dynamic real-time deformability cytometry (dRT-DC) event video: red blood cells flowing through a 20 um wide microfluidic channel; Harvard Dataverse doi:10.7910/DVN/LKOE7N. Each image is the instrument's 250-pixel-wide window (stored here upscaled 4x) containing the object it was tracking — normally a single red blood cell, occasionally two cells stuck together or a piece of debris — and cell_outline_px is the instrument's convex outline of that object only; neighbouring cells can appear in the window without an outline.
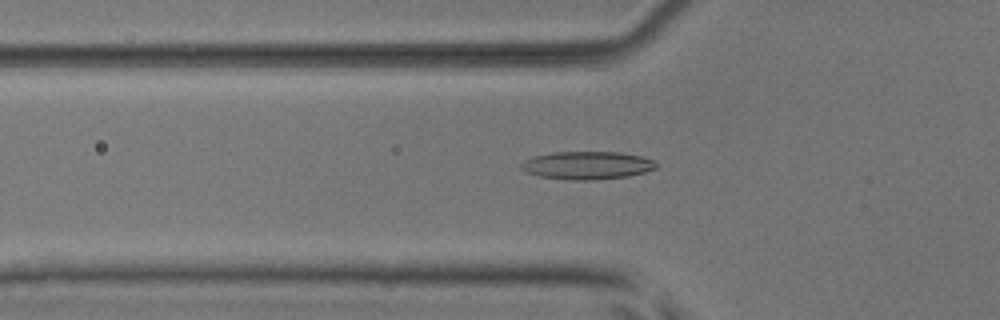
{"species": "common noctule bat (a hibernating species)", "species_latin": "Nyctalus noctula", "temperature_condition": "room temperature", "stored_images_in_passage": 52, "camera_frame_rate_fps": 3000, "um_per_image_px": 0.085, "animal": {"sex": "male", "body_mass_g": 17.9, "forearm_length_mm": 54.2}, "frame": {"image": 1, "passage_image": 18, "time_ms": 5.667, "image_size_px": [1000, 320], "cell_outline_px": [[660, 164], [656, 168], [644, 172], [628, 176], [592, 180], [572, 180], [540, 176], [528, 172], [520, 168], [520, 164], [524, 160], [532, 156], [552, 152], [620, 152], [640, 156], [652, 160]], "centroid_in_image_um": [49.9, 14.04], "position_along_channel_um": 75.9, "area_um2": 21.96}}
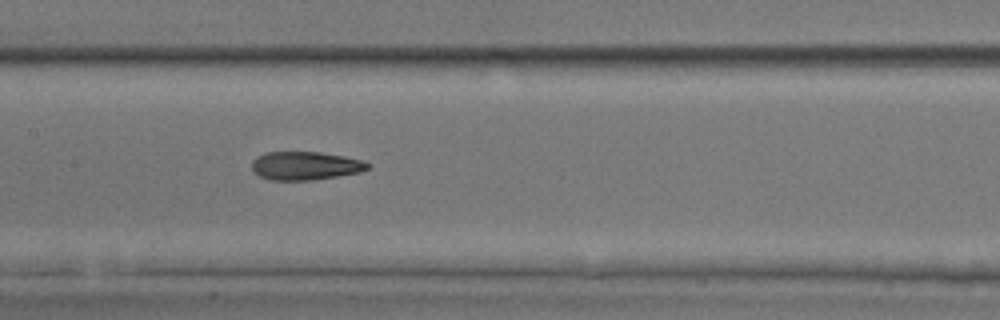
{"frame": {"image": 2, "passage_image": 26, "time_ms": 8.333, "image_size_px": [1000, 320], "cell_outline_px": [[372, 164], [368, 168], [360, 172], [312, 180], [272, 180], [260, 176], [252, 172], [252, 160], [256, 156], [264, 152], [320, 152], [344, 156], [364, 160]], "centroid_in_image_um": [25.94, 14.08], "position_along_channel_um": 181.5, "area_um2": 19.31}}
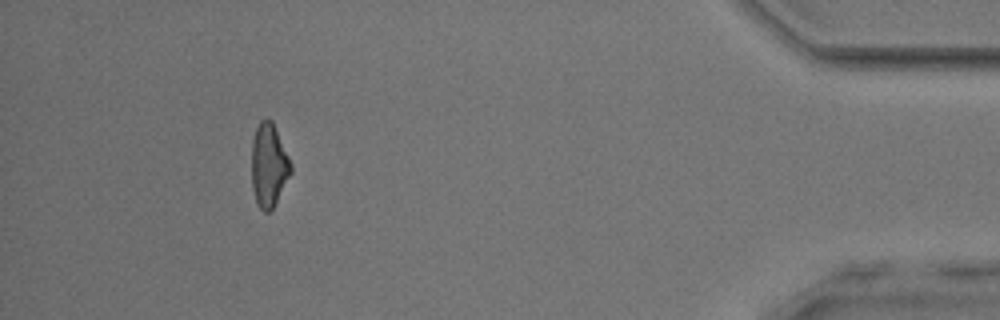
{"frame": {"image": 3, "passage_image": 48, "time_ms": 15.667, "image_size_px": [1000, 320], "cell_outline_px": [[292, 172], [272, 208], [268, 212], [264, 212], [260, 208], [256, 200], [252, 188], [252, 140], [256, 128], [260, 120], [272, 120], [292, 164]], "centroid_in_image_um": [22.85, 14.03], "position_along_channel_um": 412.4, "area_um2": 18.84}, "authors_computed_cell_mechanics": {"area_um2": 19.8832, "velocity_mm_per_s": 3.9481, "shape_relaxation_time_tau1_ms": null, "shape_relaxation_time_tau2_ms": 2.4011, "deformation_change_tau1": null, "deformation_change_tau2": 0.1071}}